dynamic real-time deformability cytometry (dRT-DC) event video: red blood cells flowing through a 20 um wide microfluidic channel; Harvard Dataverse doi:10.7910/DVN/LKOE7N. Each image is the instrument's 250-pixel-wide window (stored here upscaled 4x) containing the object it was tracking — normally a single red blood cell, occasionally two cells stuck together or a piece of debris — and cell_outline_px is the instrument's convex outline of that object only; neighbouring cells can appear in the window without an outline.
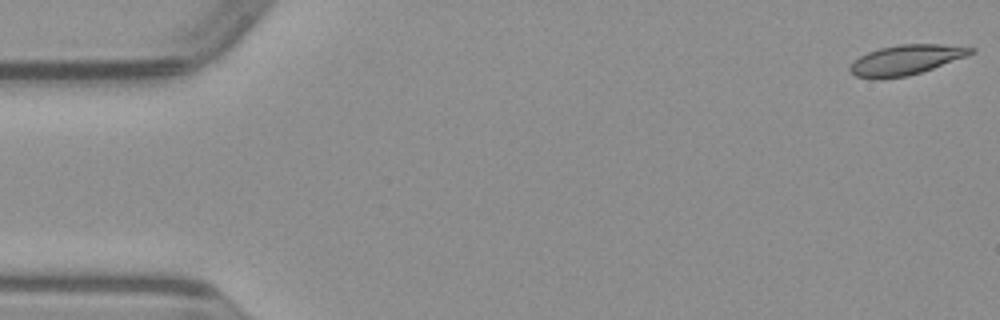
{"species": "common noctule bat (a hibernating species)", "species_latin": "Nyctalus noctula", "temperature_condition": "warm", "stored_images_in_passage": 51, "camera_frame_rate_fps": 3000, "um_per_image_px": 0.085, "animal": {"sex": "male", "body_mass_g": 23.1, "forearm_length_mm": 52.7}, "frame": {"image": 1, "passage_image": 1, "time_ms": 0.0, "image_size_px": [1000, 320], "cell_outline_px": [[976, 52], [968, 56], [908, 76], [880, 80], [872, 80], [856, 76], [848, 72], [848, 68], [860, 56], [868, 52], [880, 48], [900, 44], [940, 44], [976, 48]], "centroid_in_image_um": [76.99, 5.11], "position_along_channel_um": 8.0, "area_um2": 21.27}}
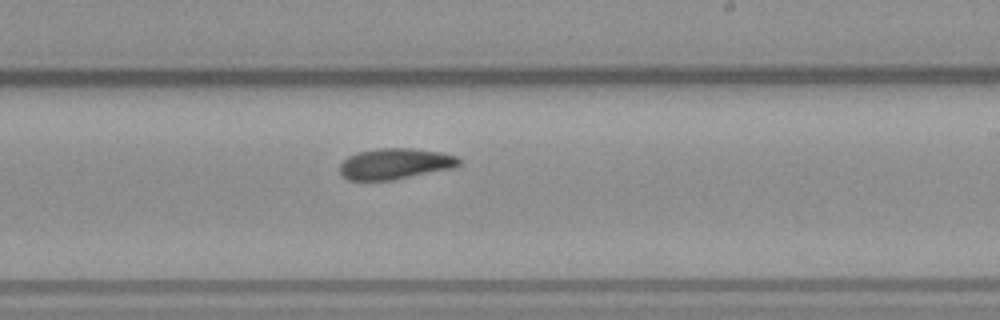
{"frame": {"image": 2, "passage_image": 30, "time_ms": 9.667, "image_size_px": [1000, 320], "cell_outline_px": [[460, 164], [456, 168], [392, 180], [348, 180], [340, 172], [340, 164], [348, 156], [356, 152], [380, 148], [412, 148], [440, 152], [456, 156], [460, 160]], "centroid_in_image_um": [33.6, 13.92], "position_along_channel_um": 255.4, "area_um2": 21.56}}
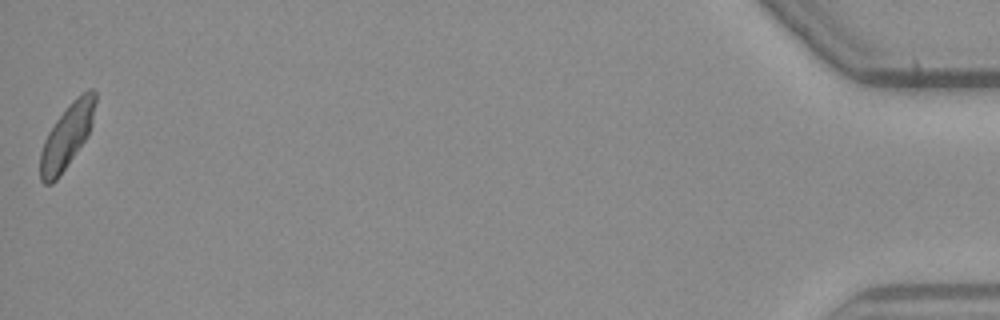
{"frame": {"image": 3, "passage_image": 51, "time_ms": 16.667, "image_size_px": [1000, 320], "cell_outline_px": [[96, 100], [92, 124], [88, 136], [56, 180], [52, 184], [44, 184], [40, 180], [40, 152], [44, 140], [48, 132], [56, 120], [68, 104], [76, 96], [88, 88], [92, 88], [96, 92]], "centroid_in_image_um": [5.69, 11.54], "position_along_channel_um": 429.5, "area_um2": 20.63}}